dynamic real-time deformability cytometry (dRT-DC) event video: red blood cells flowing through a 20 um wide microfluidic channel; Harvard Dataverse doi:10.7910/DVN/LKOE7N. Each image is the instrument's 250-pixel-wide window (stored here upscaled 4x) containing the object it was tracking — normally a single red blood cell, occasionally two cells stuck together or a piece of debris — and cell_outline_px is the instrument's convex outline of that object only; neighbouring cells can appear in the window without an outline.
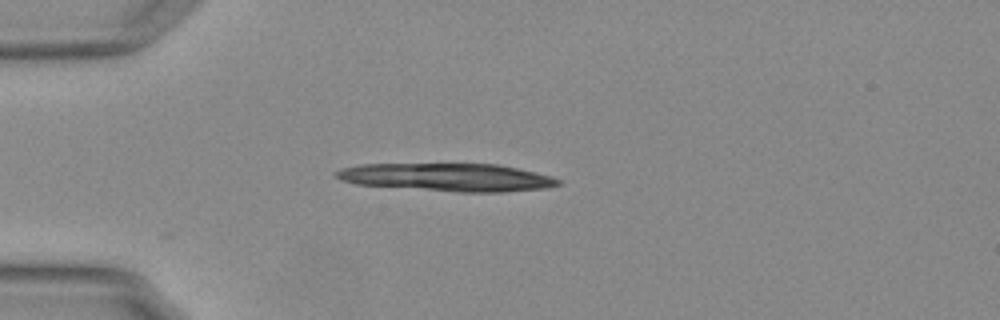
{"species": "Egyptian fruit bat (a non-hibernating species)", "species_latin": "Rousettus aegyptiacus", "temperature_condition": "warm", "stored_images_in_passage": 3, "camera_frame_rate_fps": 3000, "um_per_image_px": 0.085, "animal": {"sex": "female"}, "frame": {"image": 1, "passage_image": 1, "time_ms": 0.0, "image_size_px": [1000, 320], "cell_outline_px": [[560, 184], [548, 188], [504, 192], [460, 192], [356, 184], [340, 180], [332, 172], [340, 168], [360, 164], [496, 164], [516, 168], [552, 176], [560, 180]], "centroid_in_image_um": [38.01, 15.07], "position_along_channel_um": 47.0, "area_um2": 36.07}}